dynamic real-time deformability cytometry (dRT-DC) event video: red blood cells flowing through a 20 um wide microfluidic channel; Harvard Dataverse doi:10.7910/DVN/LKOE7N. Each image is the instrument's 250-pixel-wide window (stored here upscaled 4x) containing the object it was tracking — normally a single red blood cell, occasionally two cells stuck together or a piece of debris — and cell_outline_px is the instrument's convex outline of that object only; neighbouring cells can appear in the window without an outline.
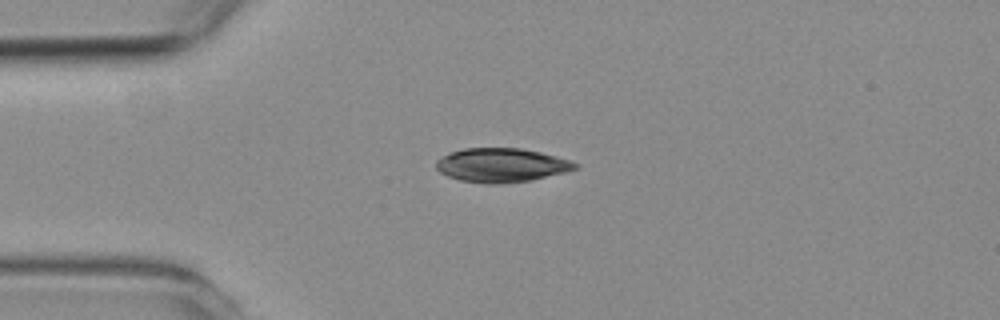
{"species": "common noctule bat (a hibernating species)", "species_latin": "Nyctalus noctula", "temperature_condition": "room temperature", "stored_images_in_passage": 42, "camera_frame_rate_fps": 3000, "um_per_image_px": 0.085, "animal": {"sex": "female", "body_mass_g": 19.3, "forearm_length_mm": 54.1}, "frame": {"image": 1, "passage_image": 1, "time_ms": 0.0, "image_size_px": [1000, 320], "cell_outline_px": [[580, 164], [576, 168], [564, 172], [532, 180], [500, 184], [488, 184], [460, 180], [448, 176], [440, 172], [436, 168], [436, 160], [448, 152], [464, 148], [520, 148], [540, 152], [556, 156]], "centroid_in_image_um": [42.59, 14.03], "position_along_channel_um": 42.4, "area_um2": 27.51}}
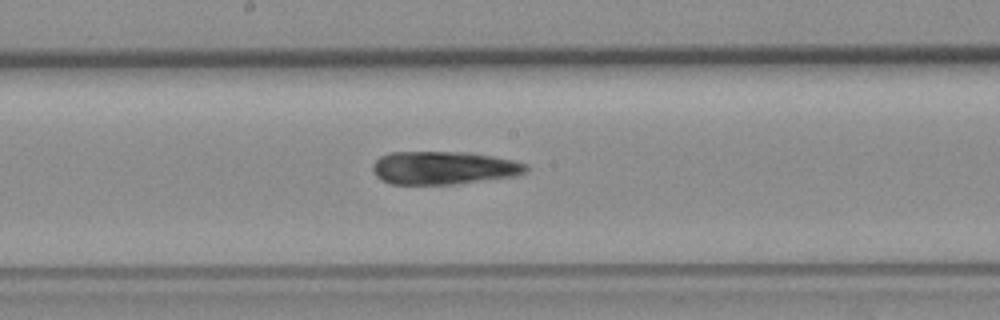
{"frame": {"image": 2, "passage_image": 16, "time_ms": 5.0, "image_size_px": [1000, 320], "cell_outline_px": [[528, 168], [524, 172], [516, 176], [456, 184], [392, 184], [380, 180], [372, 172], [372, 164], [380, 156], [388, 152], [468, 152], [492, 156], [512, 160], [528, 164]], "centroid_in_image_um": [37.67, 14.27], "position_along_channel_um": 210.5, "area_um2": 29.77}}
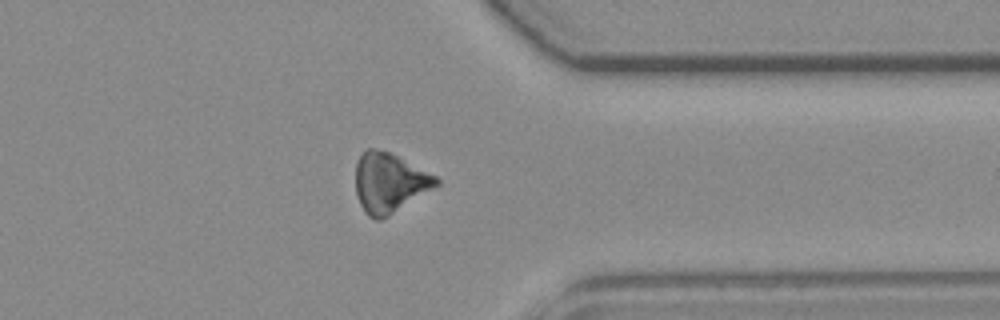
{"frame": {"image": 3, "passage_image": 30, "time_ms": 9.667, "image_size_px": [1000, 320], "cell_outline_px": [[440, 184], [388, 216], [380, 220], [376, 220], [368, 216], [364, 212], [356, 196], [356, 160], [368, 148], [376, 148], [388, 152], [436, 176], [440, 180]], "centroid_in_image_um": [33.06, 15.55], "position_along_channel_um": 378.3, "area_um2": 27.74}}